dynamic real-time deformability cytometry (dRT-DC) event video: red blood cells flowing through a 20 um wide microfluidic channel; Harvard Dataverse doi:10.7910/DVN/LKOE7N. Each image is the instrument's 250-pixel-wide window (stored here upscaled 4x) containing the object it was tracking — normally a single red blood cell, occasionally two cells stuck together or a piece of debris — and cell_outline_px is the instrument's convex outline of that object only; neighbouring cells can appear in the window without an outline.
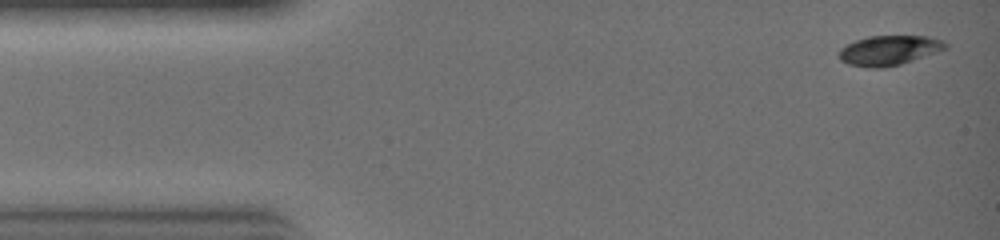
{"species": "common noctule bat (a hibernating species)", "species_latin": "Nyctalus noctula", "temperature_condition": "warm", "stored_images_in_passage": 10, "camera_frame_rate_fps": 3000, "um_per_image_px": 0.085, "animal": {"sex": "female", "body_mass_g": 19.0, "forearm_length_mm": 51.5}, "frame": {"image": 1, "passage_image": 1, "time_ms": 0.0, "image_size_px": [1000, 240], "cell_outline_px": [[948, 44], [944, 48], [900, 64], [876, 68], [848, 64], [840, 60], [840, 48], [856, 40], [868, 36], [924, 36], [940, 40]], "centroid_in_image_um": [75.5, 4.27], "position_along_channel_um": 9.5, "area_um2": 17.74}}
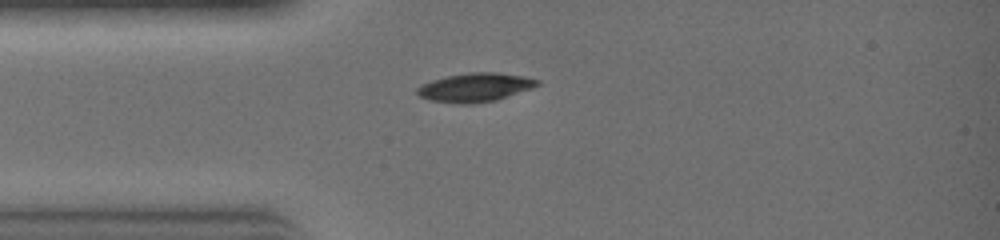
{"frame": {"image": 2, "passage_image": 7, "time_ms": 2.0, "image_size_px": [1000, 240], "cell_outline_px": [[540, 84], [532, 88], [496, 100], [468, 104], [460, 104], [428, 100], [420, 96], [416, 92], [416, 88], [420, 84], [432, 80], [448, 76], [468, 72], [496, 72], [524, 76], [540, 80]], "centroid_in_image_um": [40.37, 7.42], "position_along_channel_um": 44.6, "area_um2": 20.17}}
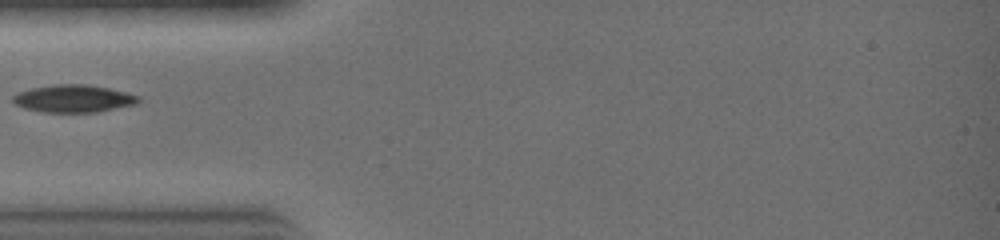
{"frame": {"image": 3, "passage_image": 9, "time_ms": 2.667, "image_size_px": [1000, 240], "cell_outline_px": [[140, 100], [136, 104], [96, 112], [44, 112], [24, 108], [16, 104], [12, 100], [12, 96], [16, 92], [32, 88], [52, 84], [88, 84], [108, 88], [140, 96]], "centroid_in_image_um": [6.22, 8.37], "position_along_channel_um": 78.8, "area_um2": 20.11}}